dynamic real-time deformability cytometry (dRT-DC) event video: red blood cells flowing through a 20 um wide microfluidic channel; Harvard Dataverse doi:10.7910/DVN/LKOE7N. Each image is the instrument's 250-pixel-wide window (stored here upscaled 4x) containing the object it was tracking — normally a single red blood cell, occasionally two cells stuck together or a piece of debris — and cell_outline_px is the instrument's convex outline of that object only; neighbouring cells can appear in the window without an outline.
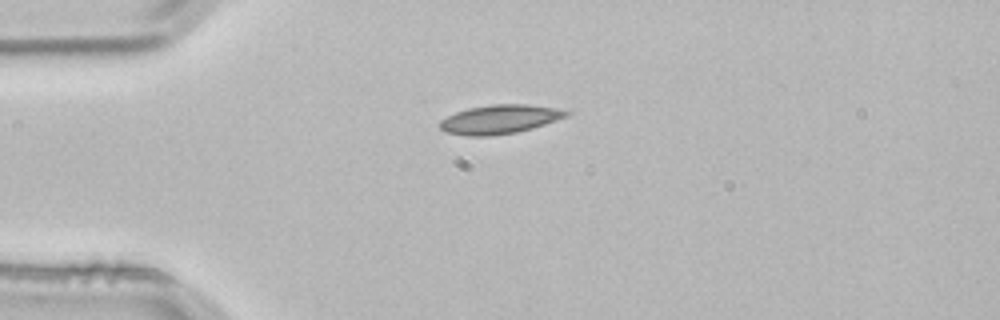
{"species": "common noctule bat (a hibernating species)", "species_latin": "Nyctalus noctula", "temperature_condition": "room temperature", "stored_images_in_passage": 1, "camera_frame_rate_fps": 3000, "um_per_image_px": 0.085, "animal": {"sex": "male", "body_mass_g": 21.5, "forearm_length_mm": 52.0}, "frame": {"image": 1, "passage_image": 1, "time_ms": 0.0, "image_size_px": [1000, 320], "cell_outline_px": [[572, 112], [568, 116], [532, 128], [516, 132], [492, 136], [464, 136], [448, 132], [440, 128], [440, 120], [456, 112], [468, 108], [492, 104], [528, 104], [556, 108]], "centroid_in_image_um": [42.48, 10.14], "position_along_channel_um": 42.5, "area_um2": 21.27}}